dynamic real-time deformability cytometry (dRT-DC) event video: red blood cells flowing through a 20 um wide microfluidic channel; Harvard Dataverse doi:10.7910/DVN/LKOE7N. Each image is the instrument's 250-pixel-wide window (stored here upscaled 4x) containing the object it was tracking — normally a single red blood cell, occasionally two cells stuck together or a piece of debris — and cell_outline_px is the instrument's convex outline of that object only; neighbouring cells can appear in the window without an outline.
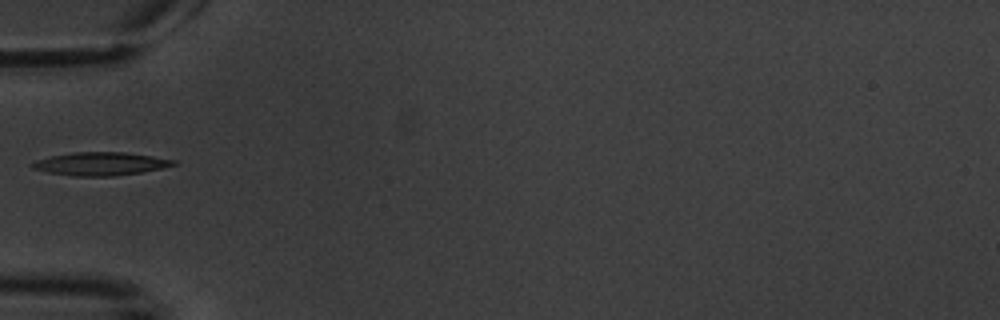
{"species": "common noctule bat (a hibernating species)", "species_latin": "Nyctalus noctula", "temperature_condition": "warm", "stored_images_in_passage": 1, "camera_frame_rate_fps": 3000, "um_per_image_px": 0.085, "animal": {"sex": "male", "body_mass_g": 20.1, "forearm_length_mm": 53.5}, "frame": {"image": 1, "passage_image": 1, "time_ms": 0.0, "image_size_px": [1000, 320], "cell_outline_px": [[176, 164], [160, 168], [140, 172], [112, 176], [72, 176], [48, 172], [32, 168], [28, 164], [36, 160], [52, 156], [72, 152], [124, 152], [152, 156], [176, 160]], "centroid_in_image_um": [8.49, 13.92], "position_along_channel_um": 76.5, "area_um2": 18.9}}